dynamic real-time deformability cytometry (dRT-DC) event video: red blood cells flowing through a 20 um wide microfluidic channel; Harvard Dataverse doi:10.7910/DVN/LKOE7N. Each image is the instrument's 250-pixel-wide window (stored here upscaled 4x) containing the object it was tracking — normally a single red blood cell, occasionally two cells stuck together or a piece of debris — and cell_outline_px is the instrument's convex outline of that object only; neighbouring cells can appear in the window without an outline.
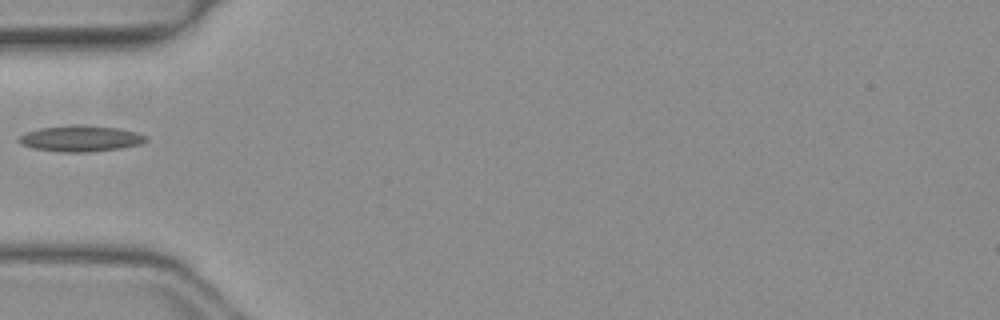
{"species": "common noctule bat (a hibernating species)", "species_latin": "Nyctalus noctula", "temperature_condition": "warm", "stored_images_in_passage": 34, "camera_frame_rate_fps": 3000, "um_per_image_px": 0.085, "animal": {"sex": "female", "body_mass_g": 19.3, "forearm_length_mm": 54.1}, "frame": {"image": 1, "passage_image": 1, "time_ms": 0.0, "image_size_px": [1000, 320], "cell_outline_px": [[148, 140], [140, 144], [120, 148], [88, 152], [60, 152], [32, 148], [20, 144], [20, 136], [28, 132], [40, 128], [76, 124], [80, 124], [120, 128], [136, 132], [148, 136]], "centroid_in_image_um": [6.89, 11.77], "position_along_channel_um": 78.1, "area_um2": 19.31}}
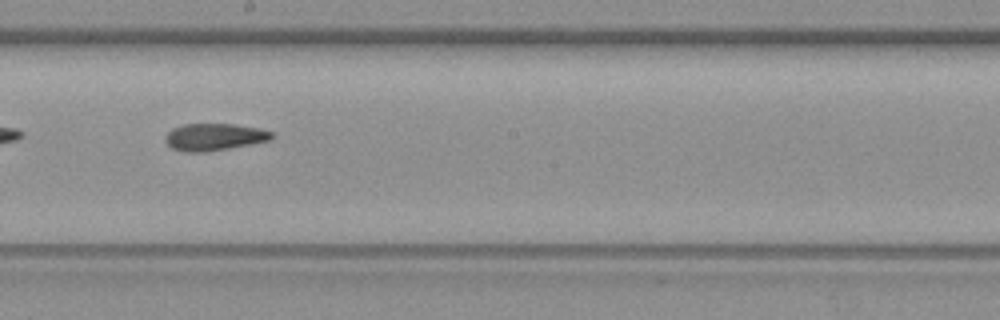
{"frame": {"image": 2, "passage_image": 12, "time_ms": 3.667, "image_size_px": [1000, 320], "cell_outline_px": [[276, 136], [272, 140], [204, 152], [184, 152], [172, 148], [164, 140], [164, 136], [172, 128], [184, 124], [232, 124], [260, 128], [276, 132]], "centroid_in_image_um": [18.24, 11.63], "position_along_channel_um": 230.0, "area_um2": 16.94}}
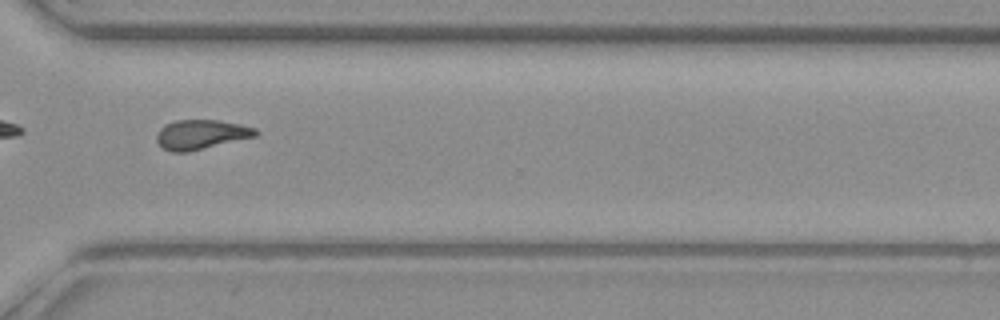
{"frame": {"image": 3, "passage_image": 21, "time_ms": 6.667, "image_size_px": [1000, 320], "cell_outline_px": [[260, 132], [256, 136], [188, 152], [172, 152], [164, 148], [156, 140], [156, 136], [160, 128], [164, 124], [176, 120], [220, 120], [240, 124], [256, 128]], "centroid_in_image_um": [17.1, 11.42], "position_along_channel_um": 353.5, "area_um2": 17.05}}